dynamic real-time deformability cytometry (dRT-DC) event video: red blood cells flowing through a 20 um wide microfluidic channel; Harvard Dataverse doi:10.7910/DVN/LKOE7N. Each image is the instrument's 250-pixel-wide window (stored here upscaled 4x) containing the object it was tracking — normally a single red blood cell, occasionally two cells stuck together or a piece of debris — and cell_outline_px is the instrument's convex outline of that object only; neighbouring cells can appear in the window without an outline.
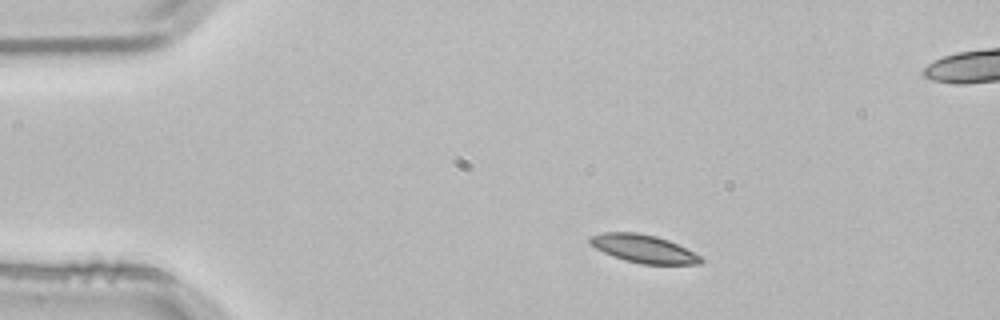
{"species": "common noctule bat (a hibernating species)", "species_latin": "Nyctalus noctula", "temperature_condition": "room temperature", "stored_images_in_passage": 3, "camera_frame_rate_fps": 3000, "um_per_image_px": 0.085, "animal": {"sex": "male", "body_mass_g": 21.5, "forearm_length_mm": 52.0}, "frame": {"image": 1, "passage_image": 1, "time_ms": 0.0, "image_size_px": [1000, 320], "cell_outline_px": [[704, 260], [700, 264], [640, 264], [624, 260], [612, 256], [596, 248], [588, 240], [588, 236], [604, 232], [636, 232], [656, 236], [668, 240], [700, 256]], "centroid_in_image_um": [54.66, 21.14], "position_along_channel_um": 30.3, "area_um2": 17.98}}